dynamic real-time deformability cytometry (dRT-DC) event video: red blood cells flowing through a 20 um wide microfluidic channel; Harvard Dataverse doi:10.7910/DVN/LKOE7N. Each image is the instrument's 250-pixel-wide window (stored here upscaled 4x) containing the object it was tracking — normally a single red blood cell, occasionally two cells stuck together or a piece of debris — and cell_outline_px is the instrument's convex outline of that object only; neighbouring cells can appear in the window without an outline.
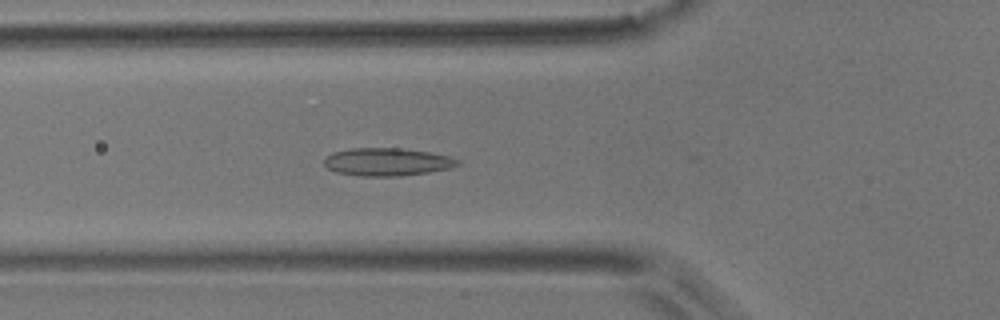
{"species": "common noctule bat (a hibernating species)", "species_latin": "Nyctalus noctula", "temperature_condition": "room temperature", "stored_images_in_passage": 53, "camera_frame_rate_fps": 3000, "um_per_image_px": 0.085, "animal": {"sex": "male", "body_mass_g": 17.9}, "frame": {"image": 1, "passage_image": 19, "time_ms": 6.0, "image_size_px": [1000, 320], "cell_outline_px": [[460, 164], [448, 168], [428, 172], [400, 176], [360, 176], [336, 172], [328, 168], [324, 164], [324, 160], [332, 152], [352, 148], [396, 148], [432, 152], [452, 156], [460, 160]], "centroid_in_image_um": [32.93, 13.76], "position_along_channel_um": 92.9, "area_um2": 21.68}}
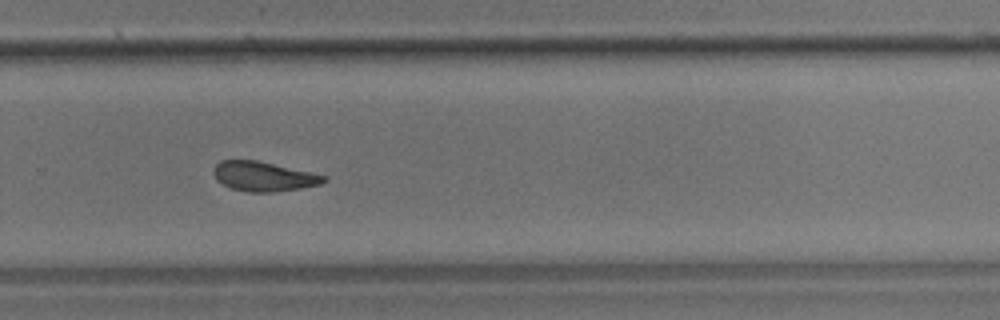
{"frame": {"image": 2, "passage_image": 36, "time_ms": 11.667, "image_size_px": [1000, 320], "cell_outline_px": [[328, 180], [320, 184], [300, 188], [272, 192], [248, 192], [232, 188], [216, 180], [212, 172], [216, 164], [220, 160], [256, 160], [312, 172], [328, 176]], "centroid_in_image_um": [22.41, 14.99], "position_along_channel_um": 307.4, "area_um2": 19.02}}
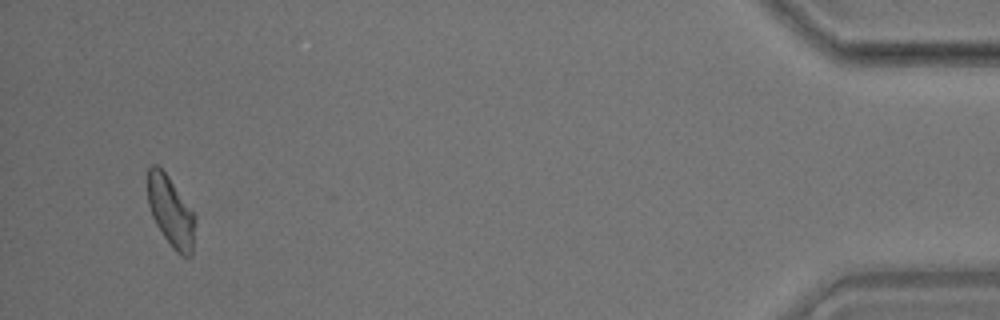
{"frame": {"image": 3, "passage_image": 51, "time_ms": 16.667, "image_size_px": [1000, 320], "cell_outline_px": [[196, 220], [192, 256], [180, 256], [172, 248], [156, 224], [152, 216], [148, 204], [148, 168], [152, 164], [156, 164], [168, 176], [196, 216]], "centroid_in_image_um": [14.53, 18.01], "position_along_channel_um": 420.7, "area_um2": 19.42}, "authors_computed_cell_mechanics": {"area_um2": 20.0566, "velocity_mm_per_s": 3.7836, "shape_relaxation_time_tau1_ms": null, "shape_relaxation_time_tau2_ms": 2.8937, "deformation_change_tau1": null, "deformation_change_tau2": 0.0918}}